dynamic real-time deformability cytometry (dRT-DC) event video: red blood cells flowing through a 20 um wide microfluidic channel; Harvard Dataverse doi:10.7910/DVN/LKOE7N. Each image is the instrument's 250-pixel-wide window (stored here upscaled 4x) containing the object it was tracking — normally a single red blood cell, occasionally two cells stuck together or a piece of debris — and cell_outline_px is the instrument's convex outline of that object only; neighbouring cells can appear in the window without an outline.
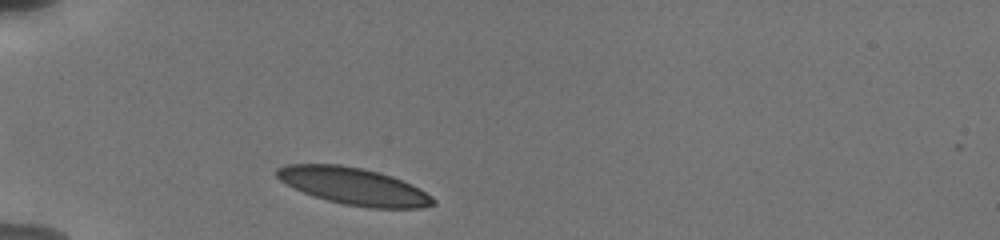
{"species": "human", "species_latin": "Homo sapiens", "temperature_condition": "cold", "stored_images_in_passage": 29, "camera_frame_rate_fps": 3000, "um_per_image_px": 0.085, "donor": {"sex": "male"}, "frame": {"image": 1, "passage_image": 1, "time_ms": 0.0, "image_size_px": [1000, 240], "cell_outline_px": [[436, 204], [420, 208], [368, 208], [344, 204], [328, 200], [304, 192], [280, 180], [276, 176], [276, 168], [284, 164], [340, 164], [364, 168], [380, 172], [392, 176], [412, 184], [432, 196], [436, 200]], "centroid_in_image_um": [30.1, 15.82], "position_along_channel_um": 54.9, "area_um2": 33.76}}
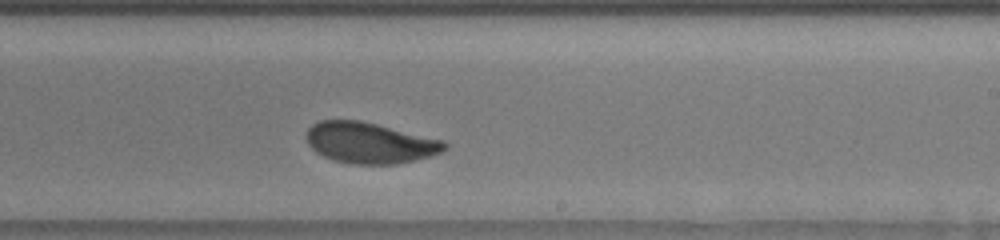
{"frame": {"image": 2, "passage_image": 18, "time_ms": 6.0, "image_size_px": [1000, 240], "cell_outline_px": [[448, 148], [444, 152], [432, 156], [416, 160], [396, 164], [352, 164], [336, 160], [324, 156], [316, 152], [308, 144], [304, 136], [308, 128], [312, 124], [320, 120], [360, 120], [444, 140], [448, 144]], "centroid_in_image_um": [31.46, 12.14], "position_along_channel_um": 257.5, "area_um2": 33.23}}
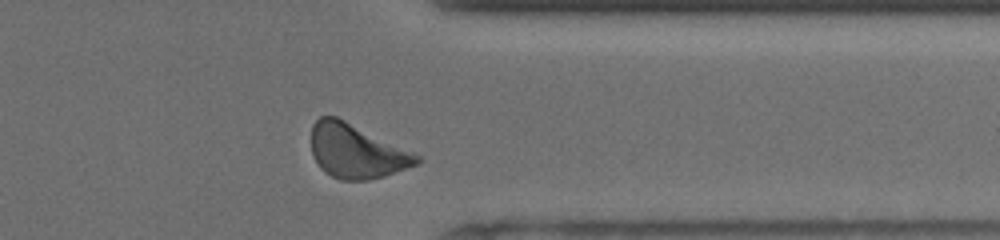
{"frame": {"image": 3, "passage_image": 26, "time_ms": 9.333, "image_size_px": [1000, 240], "cell_outline_px": [[424, 156], [420, 164], [384, 176], [368, 180], [340, 180], [324, 172], [320, 168], [312, 156], [312, 124], [320, 116], [336, 116], [416, 152]], "centroid_in_image_um": [30.35, 12.86], "position_along_channel_um": 381.1, "area_um2": 33.76}, "authors_computed_cell_mechanics": {"area_um2": 33.7552, "velocity_mm_per_s": 3.7365, "shape_relaxation_time_tau1_ms": 2.0802, "shape_relaxation_time_tau2_ms": 1.0839, "deformation_change_tau1": 0.1269, "deformation_change_tau2": 0.0556}}